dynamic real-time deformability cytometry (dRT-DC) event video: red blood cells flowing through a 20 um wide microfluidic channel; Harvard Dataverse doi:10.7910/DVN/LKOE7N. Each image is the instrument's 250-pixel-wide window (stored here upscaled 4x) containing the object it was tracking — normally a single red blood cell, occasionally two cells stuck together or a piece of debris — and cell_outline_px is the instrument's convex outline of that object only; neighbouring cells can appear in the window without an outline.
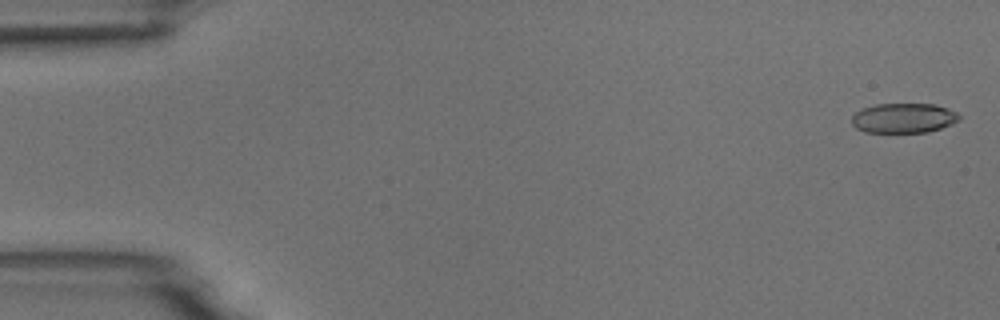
{"species": "common noctule bat (a hibernating species)", "species_latin": "Nyctalus noctula", "temperature_condition": "room temperature", "stored_images_in_passage": 4, "camera_frame_rate_fps": 3000, "um_per_image_px": 0.085, "animal": {"sex": "male", "body_mass_g": 18.8}, "frame": {"image": 1, "passage_image": 1, "time_ms": 0.0, "image_size_px": [1000, 320], "cell_outline_px": [[960, 120], [952, 124], [928, 132], [864, 132], [856, 128], [852, 124], [852, 116], [856, 112], [864, 108], [876, 104], [936, 104], [948, 108], [956, 112], [960, 116]], "centroid_in_image_um": [76.82, 10.03], "position_along_channel_um": 8.2, "area_um2": 18.67}}